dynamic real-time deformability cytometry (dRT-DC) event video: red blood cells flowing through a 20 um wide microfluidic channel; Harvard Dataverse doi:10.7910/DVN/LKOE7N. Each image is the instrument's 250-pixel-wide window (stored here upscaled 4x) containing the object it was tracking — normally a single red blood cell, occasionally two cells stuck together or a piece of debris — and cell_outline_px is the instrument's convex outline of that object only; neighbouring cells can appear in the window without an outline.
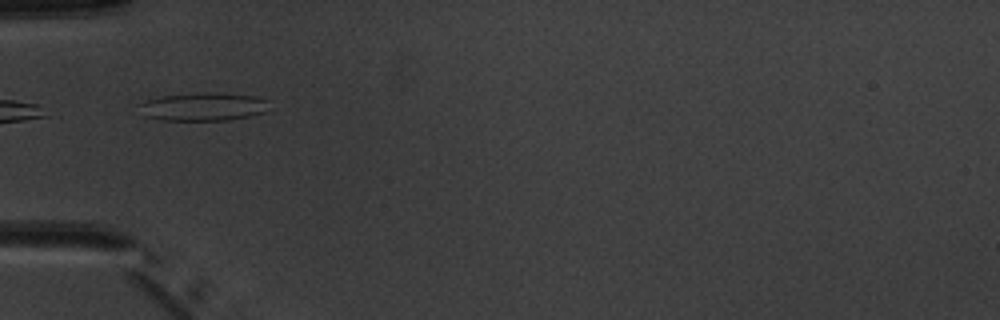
{"species": "common noctule bat (a hibernating species)", "species_latin": "Nyctalus noctula", "temperature_condition": "warm", "stored_images_in_passage": 7, "camera_frame_rate_fps": 3000, "um_per_image_px": 0.085, "animal": {"sex": "male", "body_mass_g": 20.1, "forearm_length_mm": 53.5}, "frame": {"image": 1, "passage_image": 5, "time_ms": 4.667, "image_size_px": [1000, 320], "cell_outline_px": [[272, 100], [268, 112], [228, 120], [160, 120], [144, 116], [136, 104], [148, 100], [164, 96], [200, 92], [216, 92], [256, 96]], "centroid_in_image_um": [17.35, 9.06], "position_along_channel_um": 67.6, "area_um2": 21.79}}
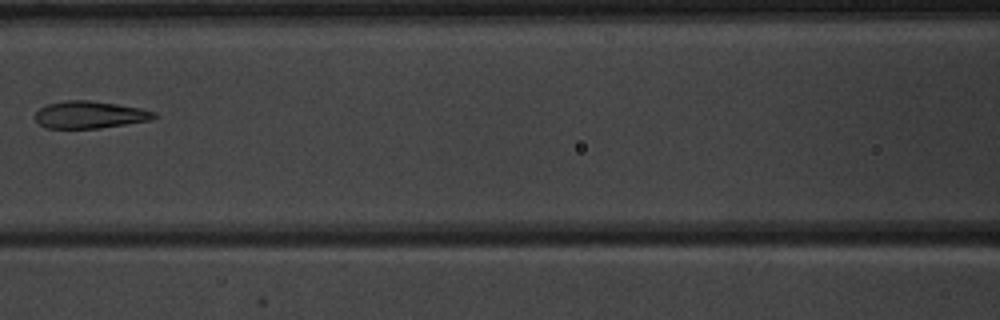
{"frame": {"image": 2, "passage_image": 7, "time_ms": 7.0, "image_size_px": [1000, 320], "cell_outline_px": [[160, 116], [148, 120], [100, 128], [44, 128], [32, 116], [40, 108], [48, 104], [64, 100], [88, 100], [116, 104], [140, 108], [156, 112]], "centroid_in_image_um": [7.6, 9.75], "position_along_channel_um": 159.0, "area_um2": 18.84}}